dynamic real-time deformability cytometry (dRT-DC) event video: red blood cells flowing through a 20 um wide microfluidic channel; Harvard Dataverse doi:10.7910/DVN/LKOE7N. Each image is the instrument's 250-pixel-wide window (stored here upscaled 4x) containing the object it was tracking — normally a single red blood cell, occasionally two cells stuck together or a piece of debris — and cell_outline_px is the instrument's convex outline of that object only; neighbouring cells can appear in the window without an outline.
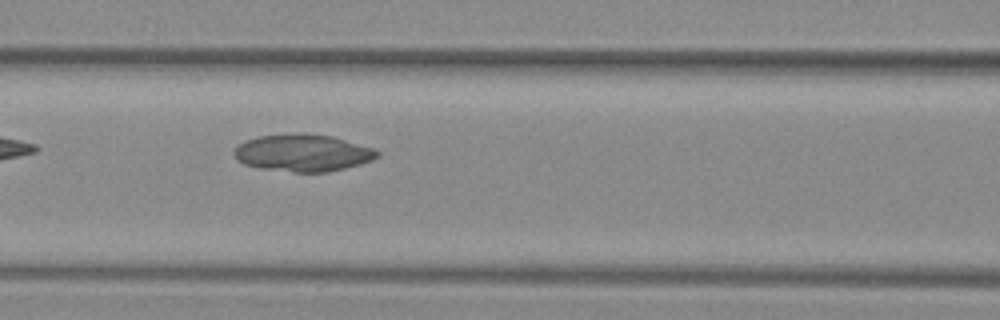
{"species": "common noctule bat (a hibernating species)", "species_latin": "Nyctalus noctula", "temperature_condition": "warm", "stored_images_in_passage": 5, "camera_frame_rate_fps": 3000, "um_per_image_px": 0.085, "animal": {"sex": "female", "body_mass_g": 29.2, "forearm_length_mm": 56.3}, "frame": {"image": 1, "passage_image": 5, "time_ms": 1.333, "image_size_px": [1000, 320], "cell_outline_px": [[380, 156], [372, 160], [360, 164], [328, 172], [292, 172], [256, 168], [244, 164], [236, 160], [232, 152], [244, 140], [256, 136], [304, 132], [332, 136], [376, 148], [380, 152]], "centroid_in_image_um": [25.73, 12.98], "position_along_channel_um": 140.9, "area_um2": 31.56}}